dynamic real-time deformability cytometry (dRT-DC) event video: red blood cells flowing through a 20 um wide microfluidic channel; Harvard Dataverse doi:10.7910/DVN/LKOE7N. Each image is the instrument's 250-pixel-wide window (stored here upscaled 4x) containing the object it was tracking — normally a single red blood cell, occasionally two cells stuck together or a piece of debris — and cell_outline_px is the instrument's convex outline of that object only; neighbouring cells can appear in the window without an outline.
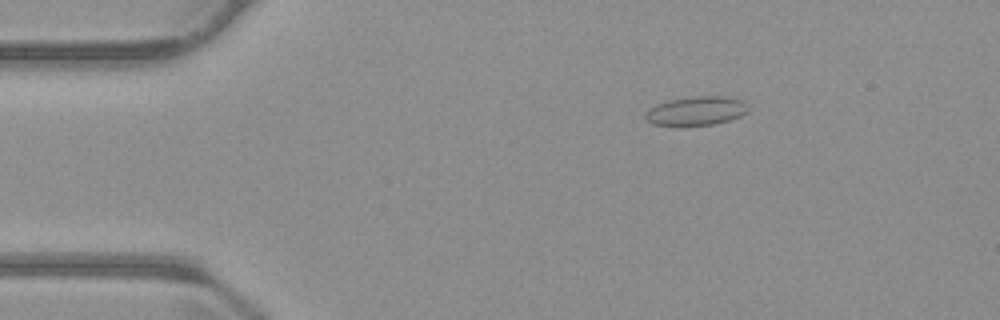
{"species": "common noctule bat (a hibernating species)", "species_latin": "Nyctalus noctula", "temperature_condition": "warm", "stored_images_in_passage": 55, "camera_frame_rate_fps": 3000, "um_per_image_px": 0.085, "animal": {"sex": "male", "body_mass_g": 23.1, "forearm_length_mm": 52.7}, "frame": {"image": 1, "passage_image": 9, "time_ms": 2.667, "image_size_px": [1000, 320], "cell_outline_px": [[748, 112], [740, 116], [716, 124], [684, 128], [676, 128], [652, 124], [644, 116], [648, 108], [656, 104], [668, 100], [692, 96], [728, 96], [744, 100], [748, 104]], "centroid_in_image_um": [59.16, 9.46], "position_along_channel_um": 25.8, "area_um2": 18.26}}
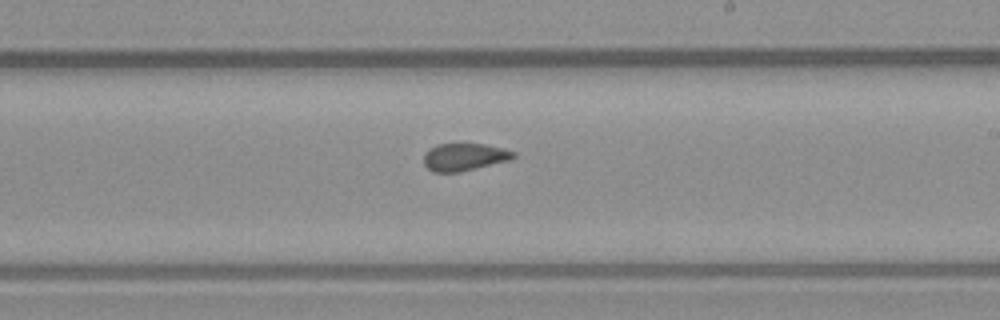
{"frame": {"image": 2, "passage_image": 32, "time_ms": 10.333, "image_size_px": [1000, 320], "cell_outline_px": [[516, 156], [508, 160], [460, 172], [432, 172], [424, 164], [424, 152], [428, 148], [436, 144], [484, 144], [516, 152]], "centroid_in_image_um": [39.41, 13.34], "position_along_channel_um": 249.6, "area_um2": 14.28}}
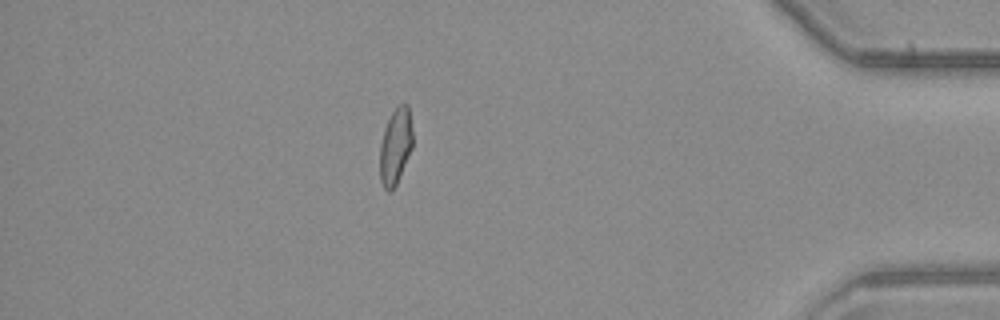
{"frame": {"image": 3, "passage_image": 48, "time_ms": 15.667, "image_size_px": [1000, 320], "cell_outline_px": [[412, 148], [396, 184], [388, 192], [384, 188], [380, 180], [380, 144], [384, 128], [392, 112], [400, 104], [408, 104], [412, 128]], "centroid_in_image_um": [33.61, 12.42], "position_along_channel_um": 401.6, "area_um2": 14.39}, "authors_computed_cell_mechanics": {"area_um2": 15.2014, "velocity_mm_per_s": 3.7277, "shape_relaxation_time_tau1_ms": null, "shape_relaxation_time_tau2_ms": 1.6897, "deformation_change_tau1": null, "deformation_change_tau2": 0.0717}}